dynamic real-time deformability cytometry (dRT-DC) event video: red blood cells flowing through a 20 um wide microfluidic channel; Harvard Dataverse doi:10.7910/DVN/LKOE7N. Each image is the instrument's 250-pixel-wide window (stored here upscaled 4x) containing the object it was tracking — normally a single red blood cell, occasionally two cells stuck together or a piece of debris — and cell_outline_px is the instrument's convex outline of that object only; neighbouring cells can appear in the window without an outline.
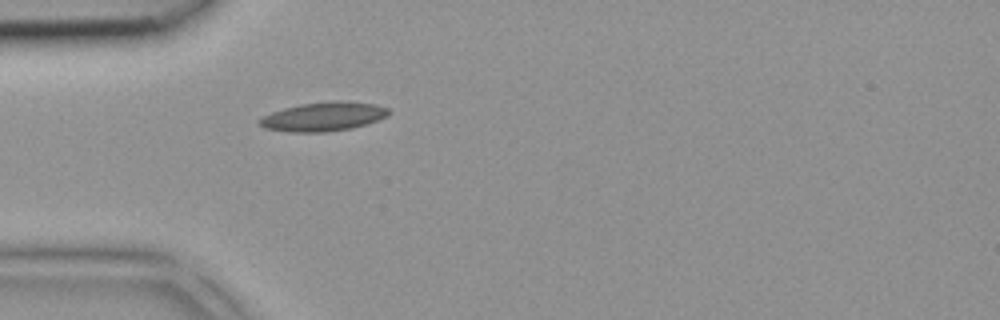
{"species": "common noctule bat (a hibernating species)", "species_latin": "Nyctalus noctula", "temperature_condition": "room temperature", "stored_images_in_passage": 2, "camera_frame_rate_fps": 3000, "um_per_image_px": 0.085, "animal": {"sex": "female", "body_mass_g": 18.4}, "frame": {"image": 1, "passage_image": 2, "time_ms": 0.333, "image_size_px": [1000, 320], "cell_outline_px": [[392, 112], [388, 116], [352, 128], [324, 132], [292, 132], [264, 128], [256, 124], [256, 120], [272, 112], [284, 108], [300, 104], [332, 100], [344, 100], [376, 104], [388, 108]], "centroid_in_image_um": [27.48, 9.9], "position_along_channel_um": 57.5, "area_um2": 22.02}}